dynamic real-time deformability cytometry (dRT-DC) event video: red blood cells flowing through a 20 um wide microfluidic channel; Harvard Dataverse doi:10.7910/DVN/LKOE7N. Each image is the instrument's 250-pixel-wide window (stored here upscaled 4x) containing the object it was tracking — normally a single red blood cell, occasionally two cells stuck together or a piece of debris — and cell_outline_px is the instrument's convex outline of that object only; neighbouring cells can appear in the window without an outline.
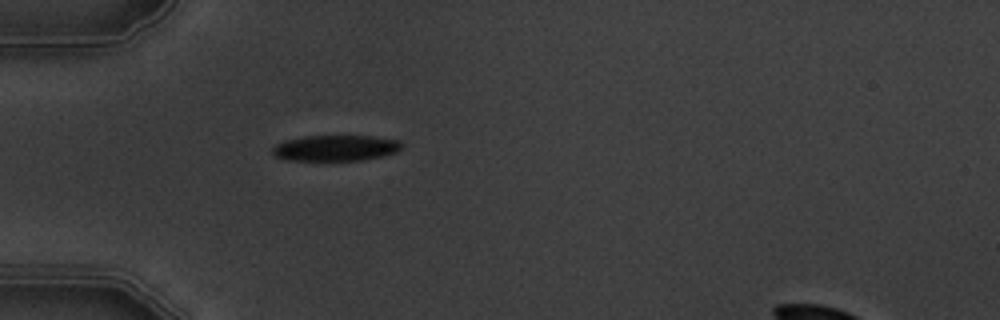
{"species": "common noctule bat (a hibernating species)", "species_latin": "Nyctalus noctula", "temperature_condition": "warm", "stored_images_in_passage": 1, "camera_frame_rate_fps": 3000, "um_per_image_px": 0.085, "animal": {"sex": "male", "body_mass_g": 19.5, "forearm_length_mm": 54.6}, "frame": {"image": 1, "passage_image": 1, "time_ms": 0.0, "image_size_px": [1000, 320], "cell_outline_px": [[404, 144], [396, 152], [380, 156], [360, 160], [288, 160], [276, 156], [272, 152], [272, 148], [276, 144], [284, 140], [304, 136], [372, 136], [400, 140]], "centroid_in_image_um": [28.52, 12.57], "position_along_channel_um": 56.5, "area_um2": 19.36}}